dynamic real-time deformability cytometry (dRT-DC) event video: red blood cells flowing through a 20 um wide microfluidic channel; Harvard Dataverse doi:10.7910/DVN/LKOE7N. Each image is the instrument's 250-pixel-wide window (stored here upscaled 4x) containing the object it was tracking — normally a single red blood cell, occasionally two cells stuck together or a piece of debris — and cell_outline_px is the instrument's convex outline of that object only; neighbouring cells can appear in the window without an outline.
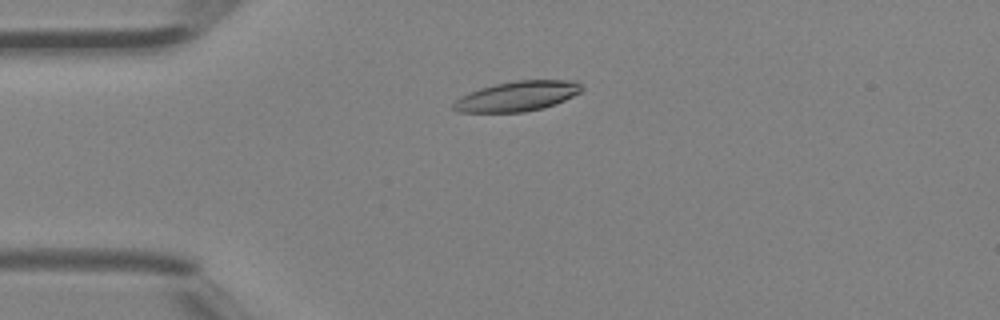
{"species": "Egyptian fruit bat (a non-hibernating species)", "species_latin": "Rousettus aegyptiacus", "temperature_condition": "room temperature", "stored_images_in_passage": 40, "camera_frame_rate_fps": 3000, "um_per_image_px": 0.085, "animal": {"sex": "female"}, "frame": {"image": 1, "passage_image": 6, "time_ms": 1.667, "image_size_px": [1000, 320], "cell_outline_px": [[584, 88], [580, 92], [564, 100], [540, 108], [524, 112], [456, 112], [452, 108], [452, 104], [460, 96], [468, 92], [480, 88], [496, 84], [516, 80], [576, 80]], "centroid_in_image_um": [43.93, 8.17], "position_along_channel_um": 41.1, "area_um2": 22.31}}
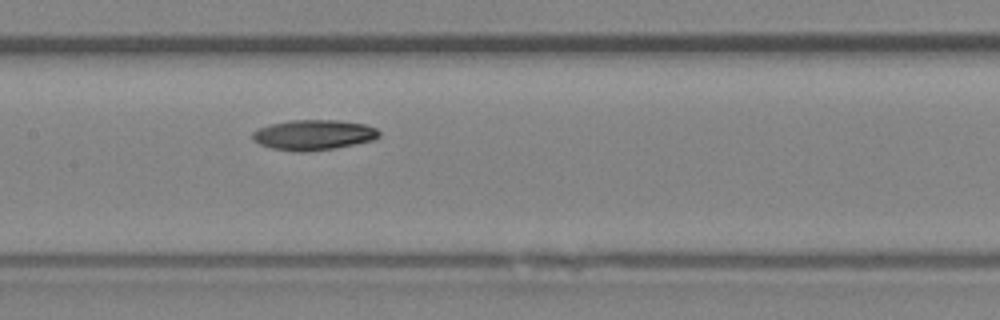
{"frame": {"image": 2, "passage_image": 17, "time_ms": 5.333, "image_size_px": [1000, 320], "cell_outline_px": [[380, 136], [372, 140], [332, 148], [308, 152], [292, 152], [272, 148], [260, 144], [252, 140], [252, 132], [256, 128], [272, 124], [292, 120], [336, 120], [364, 124], [376, 128], [380, 132]], "centroid_in_image_um": [26.6, 11.47], "position_along_channel_um": 180.8, "area_um2": 22.25}}
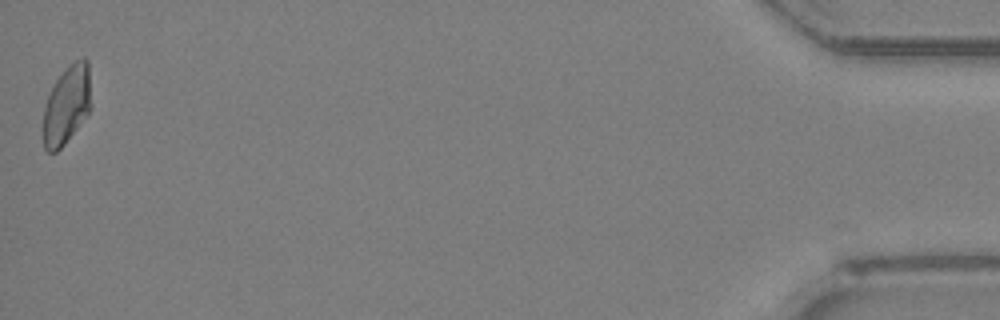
{"frame": {"image": 3, "passage_image": 40, "time_ms": 13.0, "image_size_px": [1000, 320], "cell_outline_px": [[92, 108], [64, 144], [56, 152], [48, 152], [44, 148], [40, 128], [44, 108], [48, 96], [56, 80], [76, 60], [84, 56], [88, 60]], "centroid_in_image_um": [5.65, 8.96], "position_along_channel_um": 429.5, "area_um2": 22.14}, "authors_computed_cell_mechanics": {"area_um2": 22.1085, "velocity_mm_per_s": 4.5318, "shape_relaxation_time_tau1_ms": 8.7919, "shape_relaxation_time_tau2_ms": null, "deformation_change_tau1": 0.2179, "deformation_change_tau2": null}}